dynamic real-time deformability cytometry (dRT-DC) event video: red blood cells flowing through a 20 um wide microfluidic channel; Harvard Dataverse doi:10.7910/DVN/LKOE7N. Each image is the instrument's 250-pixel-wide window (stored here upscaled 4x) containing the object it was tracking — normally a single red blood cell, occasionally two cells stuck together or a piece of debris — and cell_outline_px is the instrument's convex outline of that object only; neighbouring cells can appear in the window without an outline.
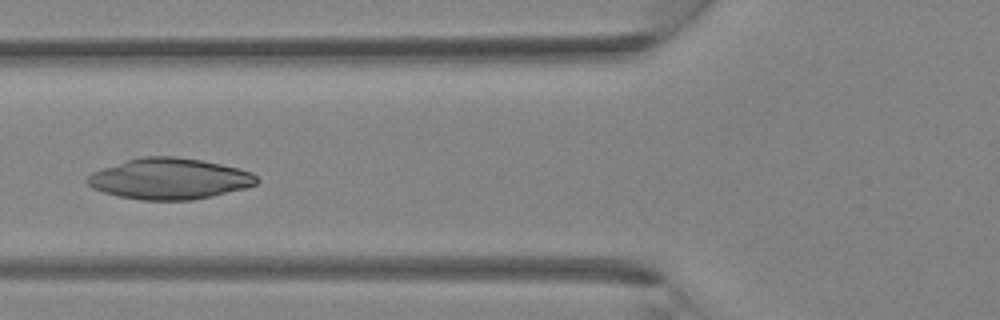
{"species": "Egyptian fruit bat (a non-hibernating species)", "species_latin": "Rousettus aegyptiacus", "temperature_condition": "room temperature", "stored_images_in_passage": 4, "camera_frame_rate_fps": 3000, "um_per_image_px": 0.085, "animal": {"sex": "female"}, "frame": {"image": 1, "passage_image": 4, "time_ms": 3.667, "image_size_px": [1000, 320], "cell_outline_px": [[260, 180], [256, 184], [244, 188], [212, 196], [192, 200], [140, 200], [120, 196], [104, 192], [92, 188], [84, 180], [92, 172], [140, 156], [176, 156], [200, 160], [240, 168], [252, 172]], "centroid_in_image_um": [14.41, 15.19], "position_along_channel_um": 111.4, "area_um2": 40.34}}